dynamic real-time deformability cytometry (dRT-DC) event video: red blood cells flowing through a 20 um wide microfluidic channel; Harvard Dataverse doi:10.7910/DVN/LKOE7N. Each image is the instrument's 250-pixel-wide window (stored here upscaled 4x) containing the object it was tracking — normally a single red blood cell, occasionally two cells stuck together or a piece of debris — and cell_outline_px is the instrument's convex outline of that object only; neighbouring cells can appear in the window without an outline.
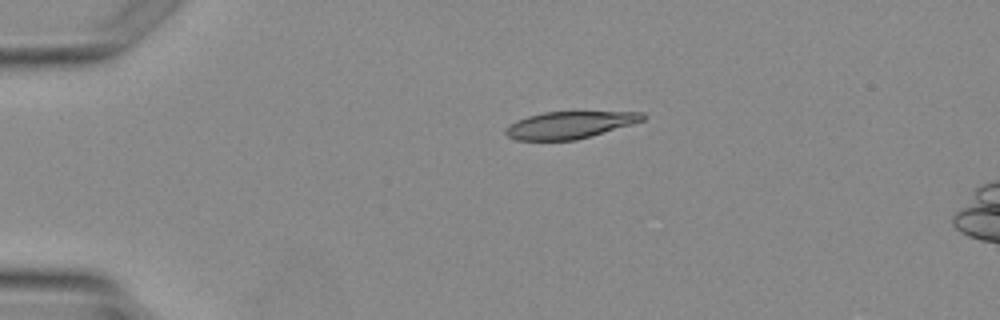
{"species": "Egyptian fruit bat (a non-hibernating species)", "species_latin": "Rousettus aegyptiacus", "temperature_condition": "warm", "stored_images_in_passage": 3, "camera_frame_rate_fps": 3000, "um_per_image_px": 0.085, "animal": {"sex": "female"}, "frame": {"image": 1, "passage_image": 1, "time_ms": 0.0, "image_size_px": [1000, 320], "cell_outline_px": [[648, 116], [644, 120], [576, 140], [516, 140], [508, 136], [504, 132], [504, 128], [508, 124], [516, 120], [528, 116], [544, 112], [576, 108], [644, 112]], "centroid_in_image_um": [48.48, 10.54], "position_along_channel_um": 36.5, "area_um2": 22.95}}